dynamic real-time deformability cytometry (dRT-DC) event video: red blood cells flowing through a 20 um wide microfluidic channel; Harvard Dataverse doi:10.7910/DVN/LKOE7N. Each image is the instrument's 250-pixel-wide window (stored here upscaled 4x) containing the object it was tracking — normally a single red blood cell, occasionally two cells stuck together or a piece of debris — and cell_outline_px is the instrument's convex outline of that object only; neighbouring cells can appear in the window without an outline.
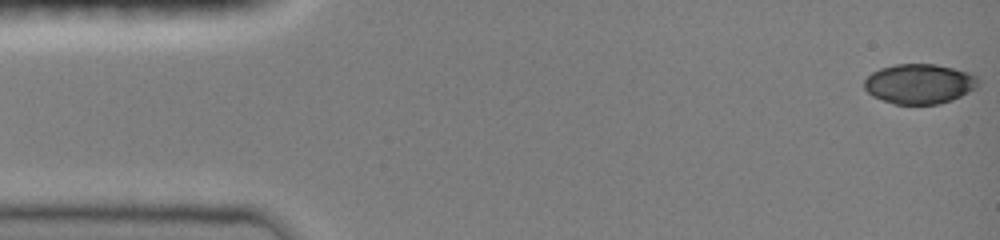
{"species": "common noctule bat (a hibernating species)", "species_latin": "Nyctalus noctula", "temperature_condition": "room temperature", "stored_images_in_passage": 26, "camera_frame_rate_fps": 3000, "um_per_image_px": 0.085, "animal": {"sex": "female", "body_mass_g": 19.0, "forearm_length_mm": 51.5}, "frame": {"image": 1, "passage_image": 1, "time_ms": 0.0, "image_size_px": [1000, 240], "cell_outline_px": [[980, 84], [976, 88], [952, 100], [940, 104], [896, 104], [872, 96], [864, 88], [864, 80], [872, 72], [880, 68], [896, 64], [936, 64], [972, 72], [980, 80]], "centroid_in_image_um": [78.18, 7.11], "position_along_channel_um": 6.8, "area_um2": 26.7}}
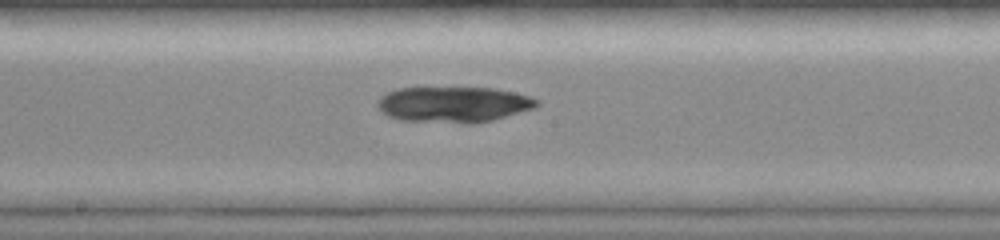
{"frame": {"image": 2, "passage_image": 14, "time_ms": 8.0, "image_size_px": [1000, 240], "cell_outline_px": [[540, 104], [536, 108], [492, 120], [472, 124], [464, 124], [400, 120], [388, 116], [380, 112], [376, 108], [376, 100], [380, 96], [396, 88], [496, 88], [528, 96], [540, 100]], "centroid_in_image_um": [38.52, 8.89], "position_along_channel_um": 209.7, "area_um2": 33.7}}
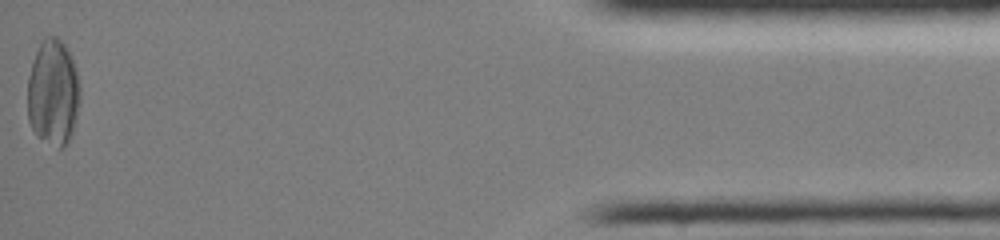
{"frame": {"image": 3, "passage_image": 26, "time_ms": 15.333, "image_size_px": [1000, 240], "cell_outline_px": [[80, 104], [76, 120], [68, 144], [60, 148], [36, 136], [28, 120], [28, 76], [36, 52], [44, 36], [56, 36], [64, 44], [72, 56], [80, 88]], "centroid_in_image_um": [4.53, 7.88], "position_along_channel_um": 430.7, "area_um2": 32.6}}